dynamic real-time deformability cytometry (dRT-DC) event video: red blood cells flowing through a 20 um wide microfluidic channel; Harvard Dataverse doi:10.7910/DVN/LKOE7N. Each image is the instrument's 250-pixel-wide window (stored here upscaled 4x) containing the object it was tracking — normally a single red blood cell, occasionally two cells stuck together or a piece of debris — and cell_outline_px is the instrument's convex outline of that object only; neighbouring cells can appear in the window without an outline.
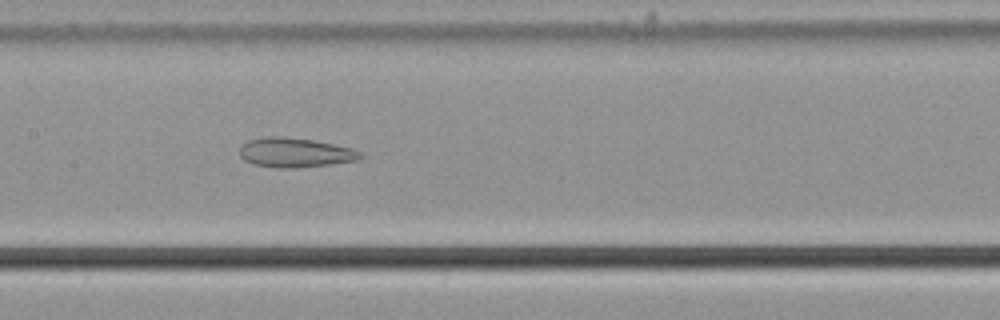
{"species": "common noctule bat (a hibernating species)", "species_latin": "Nyctalus noctula", "temperature_condition": "cold", "stored_images_in_passage": 40, "camera_frame_rate_fps": 3000, "um_per_image_px": 0.085, "animal": {"sex": "male", "body_mass_g": 21.5, "forearm_length_mm": 52.0}, "frame": {"image": 1, "passage_image": 15, "time_ms": 4.667, "image_size_px": [1000, 320], "cell_outline_px": [[364, 156], [360, 160], [332, 164], [292, 168], [276, 168], [256, 164], [244, 160], [240, 156], [240, 148], [248, 140], [264, 136], [284, 136], [312, 140], [352, 148], [360, 152]], "centroid_in_image_um": [25.1, 12.97], "position_along_channel_um": 182.3, "area_um2": 20.75}}
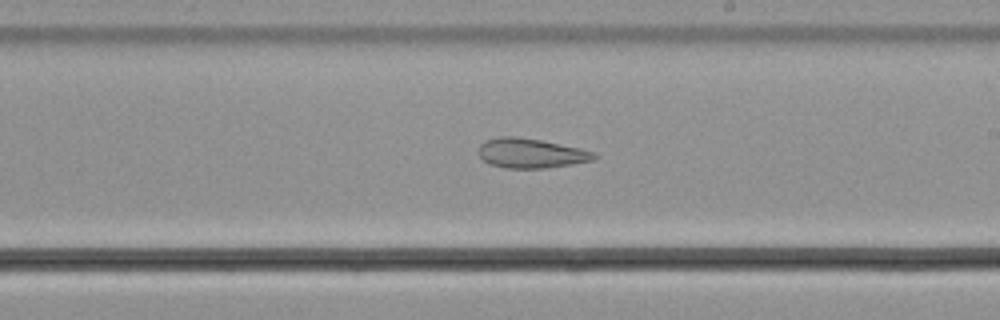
{"frame": {"image": 2, "passage_image": 20, "time_ms": 6.333, "image_size_px": [1000, 320], "cell_outline_px": [[600, 156], [596, 160], [572, 164], [544, 168], [504, 168], [492, 164], [484, 160], [476, 152], [480, 144], [484, 140], [500, 136], [516, 136], [540, 140], [580, 148], [596, 152]], "centroid_in_image_um": [45.15, 13.02], "position_along_channel_um": 243.9, "area_um2": 20.17}}
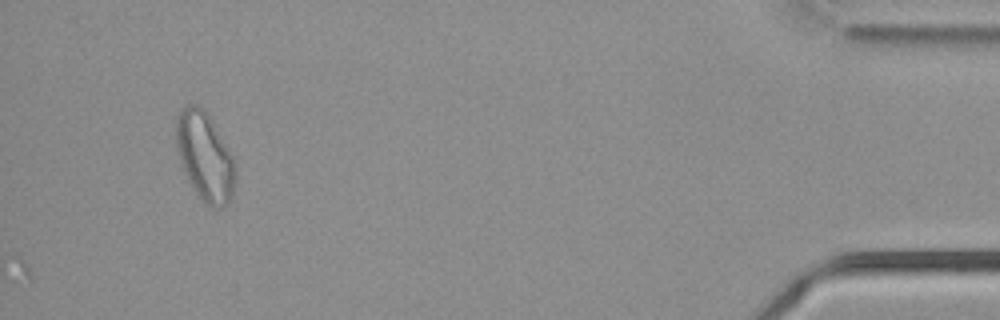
{"frame": {"image": 3, "passage_image": 40, "time_ms": 13.0, "image_size_px": [1000, 320], "cell_outline_px": [[236, 180], [228, 204], [224, 208], [208, 208], [204, 204], [192, 188], [188, 180], [180, 160], [176, 148], [176, 116], [188, 104], [200, 104], [204, 108], [236, 160]], "centroid_in_image_um": [17.43, 13.34], "position_along_channel_um": 417.8, "area_um2": 31.04}, "authors_computed_cell_mechanics": {"area_um2": 20.3456, "velocity_mm_per_s": 3.7098, "shape_relaxation_time_tau1_ms": null, "shape_relaxation_time_tau2_ms": 3.9473, "deformation_change_tau1": null, "deformation_change_tau2": 0.1341}}